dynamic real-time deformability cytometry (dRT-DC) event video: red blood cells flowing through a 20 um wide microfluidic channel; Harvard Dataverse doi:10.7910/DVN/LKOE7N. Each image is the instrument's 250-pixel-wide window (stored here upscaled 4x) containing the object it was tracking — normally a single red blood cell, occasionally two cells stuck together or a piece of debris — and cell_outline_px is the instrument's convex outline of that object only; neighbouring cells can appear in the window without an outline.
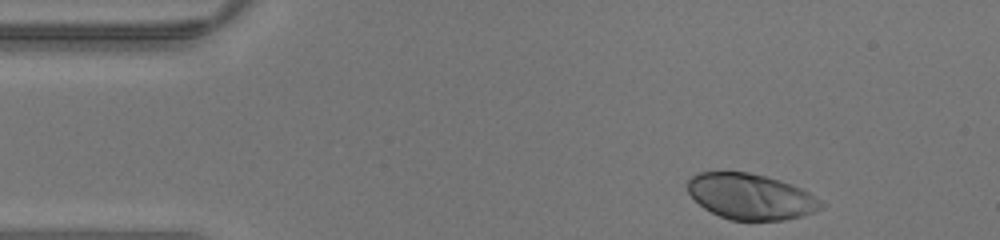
{"species": "human", "species_latin": "Homo sapiens", "temperature_condition": "warm", "stored_images_in_passage": 29, "camera_frame_rate_fps": 3000, "um_per_image_px": 0.085, "donor": {"sex": "male"}, "frame": {"image": 1, "passage_image": 1, "time_ms": 0.0, "image_size_px": [1000, 240], "cell_outline_px": [[824, 204], [820, 208], [812, 212], [800, 216], [784, 220], [732, 220], [720, 216], [704, 208], [688, 192], [688, 180], [696, 172], [748, 172], [780, 180], [792, 184], [808, 192], [820, 200]], "centroid_in_image_um": [63.79, 16.7], "position_along_channel_um": 21.2, "area_um2": 35.2}}
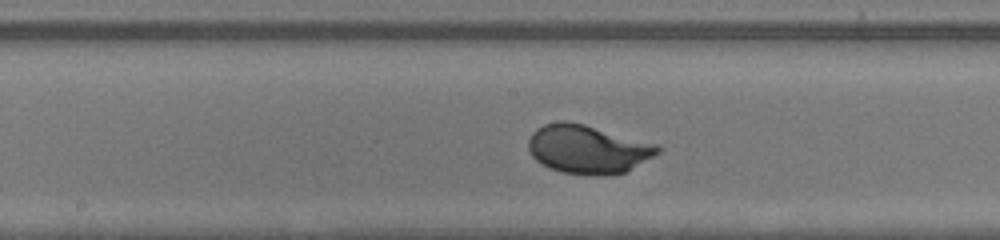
{"frame": {"image": 2, "passage_image": 17, "time_ms": 5.333, "image_size_px": [1000, 240], "cell_outline_px": [[664, 148], [660, 152], [624, 172], [604, 176], [588, 176], [560, 172], [548, 168], [540, 164], [532, 156], [528, 148], [528, 140], [532, 132], [536, 128], [544, 124], [560, 120], [564, 120], [584, 124], [656, 144]], "centroid_in_image_um": [49.91, 12.69], "position_along_channel_um": 198.3, "area_um2": 36.82}}
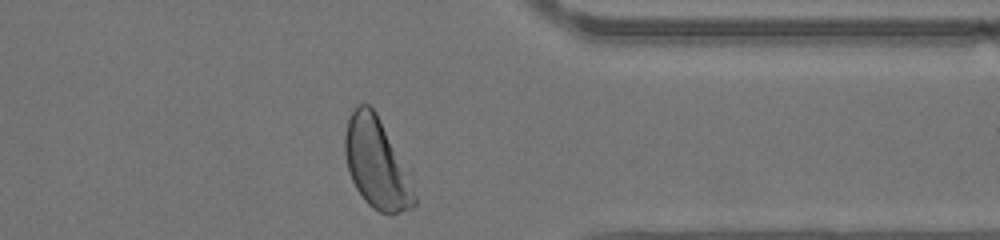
{"frame": {"image": 3, "passage_image": 29, "time_ms": 9.333, "image_size_px": [1000, 240], "cell_outline_px": [[416, 204], [412, 208], [392, 216], [380, 212], [372, 208], [364, 200], [356, 188], [348, 172], [344, 152], [344, 132], [348, 116], [360, 104], [368, 104], [376, 112], [404, 168], [416, 196]], "centroid_in_image_um": [31.96, 13.93], "position_along_channel_um": 379.4, "area_um2": 35.89}}